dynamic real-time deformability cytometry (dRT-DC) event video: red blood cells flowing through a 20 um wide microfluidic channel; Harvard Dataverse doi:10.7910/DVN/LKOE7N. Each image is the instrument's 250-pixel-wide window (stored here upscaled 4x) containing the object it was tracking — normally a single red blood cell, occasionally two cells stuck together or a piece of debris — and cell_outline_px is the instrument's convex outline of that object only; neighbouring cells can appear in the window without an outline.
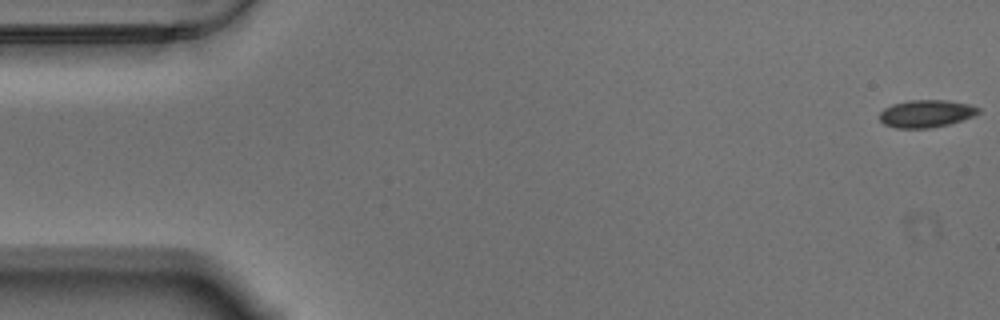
{"species": "Egyptian fruit bat (a non-hibernating species)", "species_latin": "Rousettus aegyptiacus", "temperature_condition": "warm", "stored_images_in_passage": 58, "camera_frame_rate_fps": 3000, "um_per_image_px": 0.085, "animal": {"sex": "male"}, "frame": {"image": 1, "passage_image": 1, "time_ms": 0.0, "image_size_px": [1000, 320], "cell_outline_px": [[980, 112], [976, 116], [948, 124], [932, 128], [896, 128], [884, 124], [880, 120], [880, 112], [884, 108], [892, 104], [908, 100], [948, 100], [972, 104], [980, 108]], "centroid_in_image_um": [78.76, 9.65], "position_along_channel_um": 6.2, "area_um2": 16.07}}
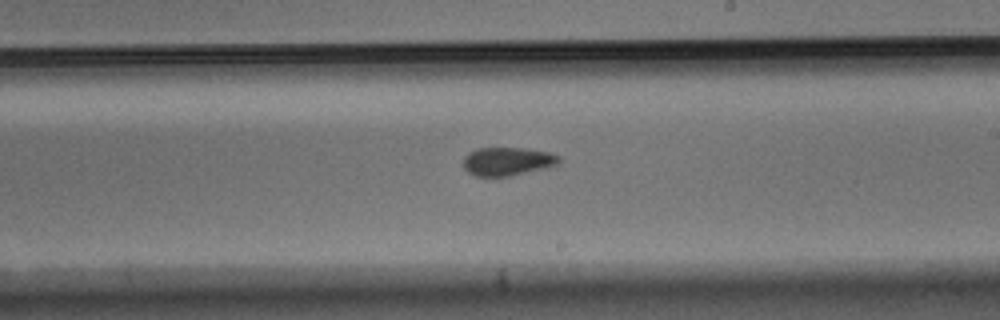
{"frame": {"image": 2, "passage_image": 33, "time_ms": 10.667, "image_size_px": [1000, 320], "cell_outline_px": [[560, 160], [556, 164], [548, 168], [508, 176], [476, 176], [468, 172], [464, 168], [464, 156], [468, 152], [476, 148], [524, 148], [552, 152], [560, 156]], "centroid_in_image_um": [43.15, 13.71], "position_along_channel_um": 245.9, "area_um2": 15.95}}
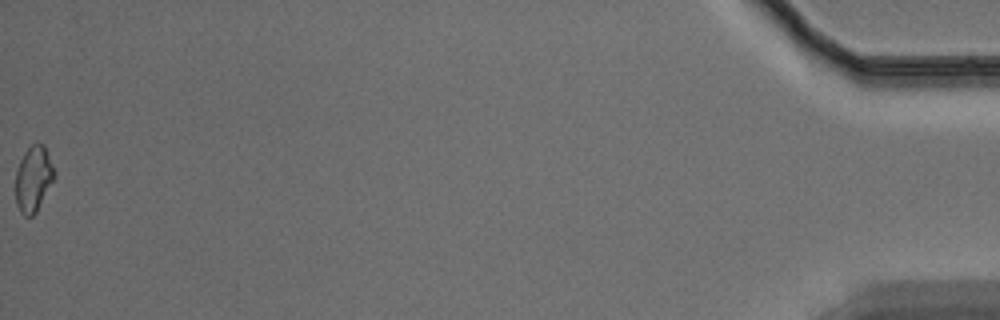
{"frame": {"image": 3, "passage_image": 58, "time_ms": 19.0, "image_size_px": [1000, 320], "cell_outline_px": [[56, 176], [36, 212], [32, 216], [24, 216], [20, 212], [16, 204], [16, 168], [24, 152], [36, 140], [44, 144], [56, 172]], "centroid_in_image_um": [2.85, 15.16], "position_along_channel_um": 432.3, "area_um2": 15.09}, "authors_computed_cell_mechanics": {"area_um2": 15.895, "velocity_mm_per_s": 3.4919, "shape_relaxation_time_tau1_ms": 8.3924, "shape_relaxation_time_tau2_ms": 8.5238, "deformation_change_tau1": 0.1338, "deformation_change_tau2": 0.1134}}